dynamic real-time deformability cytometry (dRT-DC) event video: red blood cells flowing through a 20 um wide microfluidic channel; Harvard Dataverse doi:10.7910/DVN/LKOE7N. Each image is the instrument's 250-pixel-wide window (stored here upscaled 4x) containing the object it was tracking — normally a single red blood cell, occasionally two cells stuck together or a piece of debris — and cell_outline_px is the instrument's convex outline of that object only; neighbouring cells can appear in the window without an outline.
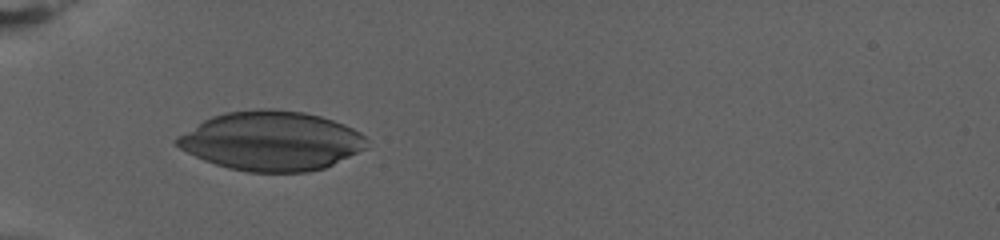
{"species": "human", "species_latin": "Homo sapiens", "temperature_condition": "warm", "stored_images_in_passage": 16, "segment_of_instrument_passage": [1, 2], "camera_frame_rate_fps": 3000, "um_per_image_px": 0.085, "donor": {"sex": "female"}, "frame": {"image": 1, "passage_image": 1, "time_ms": 0.0, "image_size_px": [1000, 240], "cell_outline_px": [[368, 148], [324, 168], [308, 172], [248, 172], [228, 168], [204, 160], [180, 148], [172, 140], [176, 136], [204, 120], [212, 116], [224, 112], [256, 108], [268, 108], [304, 112], [320, 116], [344, 124], [360, 132], [368, 140]], "centroid_in_image_um": [23.07, 11.97], "position_along_channel_um": 61.9, "area_um2": 65.83}}